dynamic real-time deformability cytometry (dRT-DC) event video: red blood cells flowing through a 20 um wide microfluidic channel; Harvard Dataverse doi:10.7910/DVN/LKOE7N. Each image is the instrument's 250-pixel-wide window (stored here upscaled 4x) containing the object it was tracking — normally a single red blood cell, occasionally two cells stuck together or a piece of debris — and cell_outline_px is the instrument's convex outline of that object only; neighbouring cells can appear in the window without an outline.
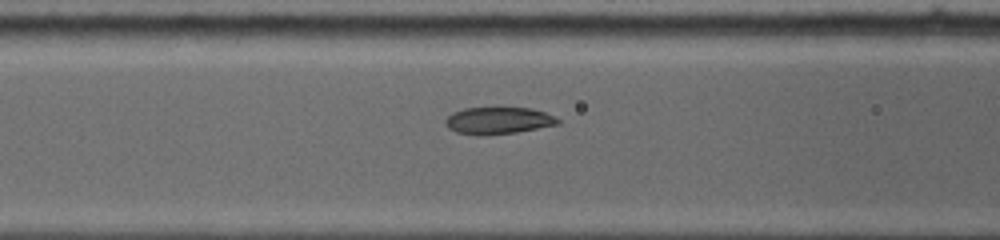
{"species": "common noctule bat (a hibernating species)", "species_latin": "Nyctalus noctula", "temperature_condition": "warm", "stored_images_in_passage": 7, "camera_frame_rate_fps": 5000, "um_per_image_px": 0.085, "animal": {"sex": "female", "body_mass_g": 19.0, "forearm_length_mm": 53.3}, "frame": {"image": 1, "passage_image": 6, "time_ms": 3.2, "image_size_px": [1000, 240], "cell_outline_px": [[560, 124], [516, 132], [456, 132], [448, 128], [444, 124], [444, 120], [452, 112], [464, 108], [532, 108], [556, 116], [560, 120]], "centroid_in_image_um": [42.4, 10.2], "position_along_channel_um": 124.2, "area_um2": 16.94}}